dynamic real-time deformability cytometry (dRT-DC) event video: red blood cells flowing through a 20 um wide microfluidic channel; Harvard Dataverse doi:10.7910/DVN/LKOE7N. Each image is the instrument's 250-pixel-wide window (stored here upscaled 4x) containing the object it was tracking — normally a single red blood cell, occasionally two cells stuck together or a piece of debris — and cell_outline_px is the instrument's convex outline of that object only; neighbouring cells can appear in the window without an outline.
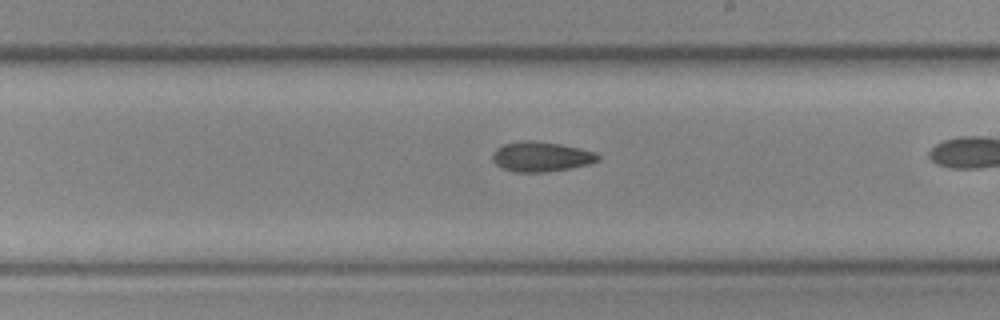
{"species": "common noctule bat (a hibernating species)", "species_latin": "Nyctalus noctula", "temperature_condition": "cold", "stored_images_in_passage": 28, "camera_frame_rate_fps": 3000, "um_per_image_px": 0.085, "animal": {"sex": "female", "body_mass_g": 19.3, "forearm_length_mm": 54.1}, "frame": {"image": 1, "passage_image": 24, "time_ms": 7.667, "image_size_px": [1000, 320], "cell_outline_px": [[600, 160], [588, 164], [572, 168], [544, 172], [516, 172], [504, 168], [496, 164], [492, 160], [492, 156], [496, 148], [504, 144], [524, 140], [532, 140], [560, 144], [580, 148], [596, 152], [600, 156]], "centroid_in_image_um": [46.02, 13.31], "position_along_channel_um": 243.0, "area_um2": 18.38}}